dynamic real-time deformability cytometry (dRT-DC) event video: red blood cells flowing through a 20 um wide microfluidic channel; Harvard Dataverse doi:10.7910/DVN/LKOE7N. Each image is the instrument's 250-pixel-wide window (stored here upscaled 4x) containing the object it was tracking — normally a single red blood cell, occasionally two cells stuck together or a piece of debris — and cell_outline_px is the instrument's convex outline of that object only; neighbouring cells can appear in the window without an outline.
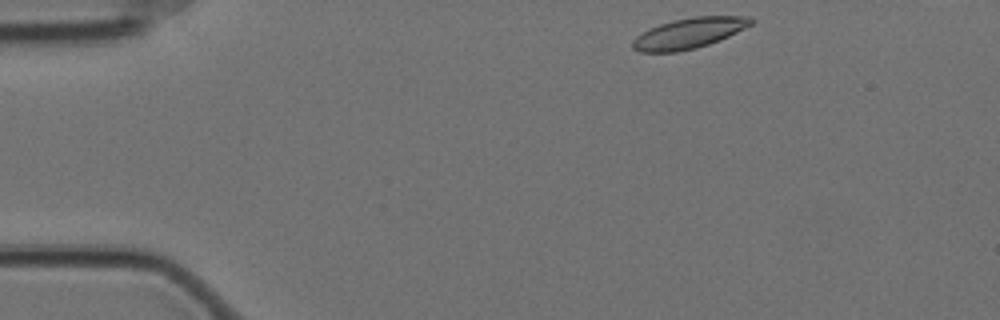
{"species": "Egyptian fruit bat (a non-hibernating species)", "species_latin": "Rousettus aegyptiacus", "temperature_condition": "cold", "stored_images_in_passage": 48, "camera_frame_rate_fps": 3000, "um_per_image_px": 0.085, "animal": {"sex": "female"}, "frame": {"image": 1, "passage_image": 1, "time_ms": 0.0, "image_size_px": [1000, 320], "cell_outline_px": [[756, 20], [752, 24], [720, 40], [696, 48], [676, 52], [640, 52], [632, 48], [632, 40], [636, 36], [648, 28], [672, 20], [692, 16], [748, 16]], "centroid_in_image_um": [58.54, 2.81], "position_along_channel_um": 26.5, "area_um2": 21.15}}
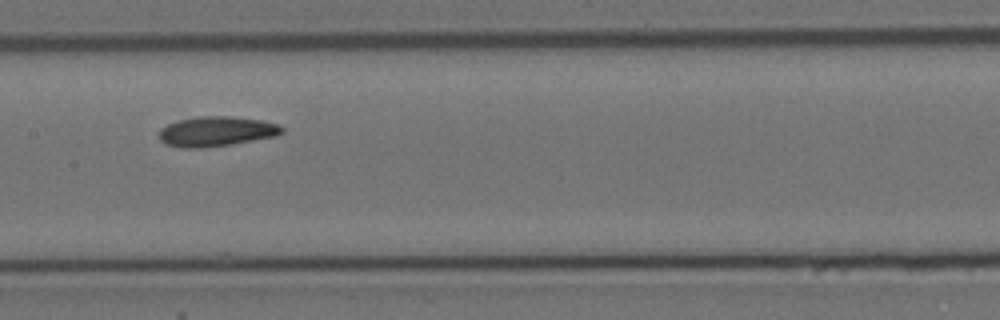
{"frame": {"image": 2, "passage_image": 21, "time_ms": 6.667, "image_size_px": [1000, 320], "cell_outline_px": [[284, 132], [276, 136], [232, 144], [200, 148], [180, 148], [168, 144], [160, 140], [160, 128], [168, 124], [180, 120], [200, 116], [228, 116], [264, 120], [276, 124], [284, 128]], "centroid_in_image_um": [18.42, 11.17], "position_along_channel_um": 189.0, "area_um2": 21.33}}
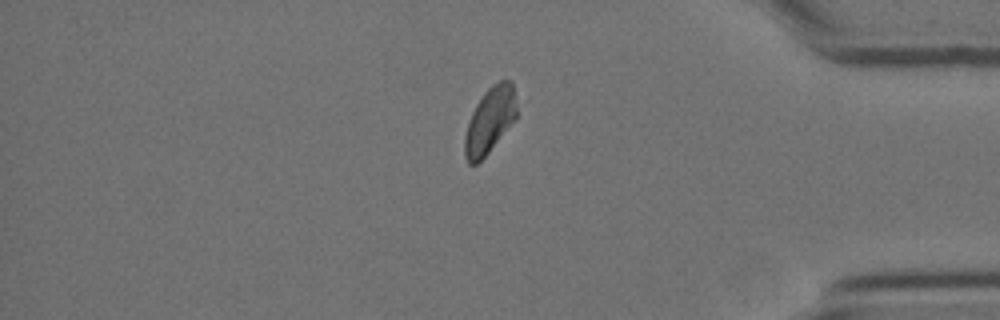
{"frame": {"image": 3, "passage_image": 41, "time_ms": 13.333, "image_size_px": [1000, 320], "cell_outline_px": [[516, 120], [488, 152], [476, 164], [468, 164], [464, 156], [464, 136], [472, 112], [476, 104], [484, 92], [492, 84], [500, 80], [512, 80], [516, 108]], "centroid_in_image_um": [41.63, 10.23], "position_along_channel_um": 393.6, "area_um2": 19.88}}